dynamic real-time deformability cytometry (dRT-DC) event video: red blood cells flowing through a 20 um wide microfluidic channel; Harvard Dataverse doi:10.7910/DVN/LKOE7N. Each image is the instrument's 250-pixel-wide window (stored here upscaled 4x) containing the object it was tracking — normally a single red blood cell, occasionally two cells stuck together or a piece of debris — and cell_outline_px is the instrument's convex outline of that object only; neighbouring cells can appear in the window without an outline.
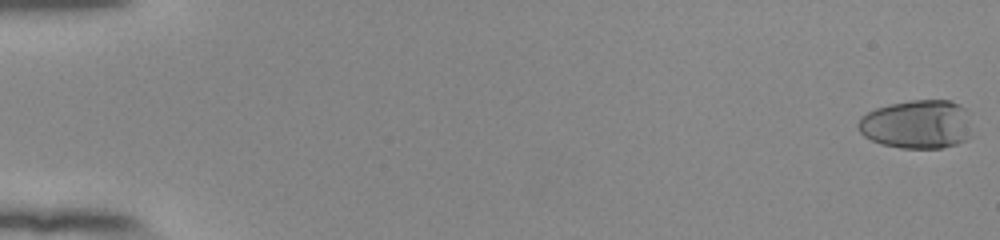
{"species": "human", "species_latin": "Homo sapiens", "temperature_condition": "room temperature", "stored_images_in_passage": 56, "camera_frame_rate_fps": 3000, "um_per_image_px": 0.085, "donor": {"sex": "female"}, "frame": {"image": 1, "passage_image": 1, "time_ms": 0.0, "image_size_px": [1000, 240], "cell_outline_px": [[976, 136], [968, 140], [956, 144], [940, 148], [900, 148], [880, 144], [864, 136], [856, 128], [856, 124], [860, 116], [876, 108], [888, 104], [912, 100], [952, 100], [960, 104], [964, 108]], "centroid_in_image_um": [77.98, 10.57], "position_along_channel_um": 7.0, "area_um2": 33.12}}
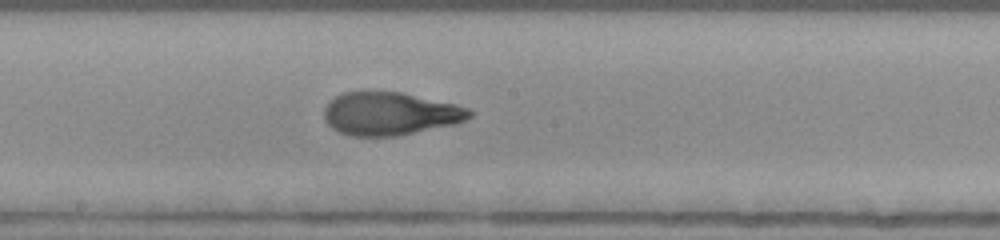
{"frame": {"image": 2, "passage_image": 32, "time_ms": 10.333, "image_size_px": [1000, 240], "cell_outline_px": [[476, 112], [472, 116], [456, 124], [396, 136], [352, 136], [340, 132], [332, 128], [324, 120], [324, 108], [336, 96], [344, 92], [400, 92], [456, 104], [468, 108]], "centroid_in_image_um": [33.18, 9.67], "position_along_channel_um": 215.0, "area_um2": 36.36}}
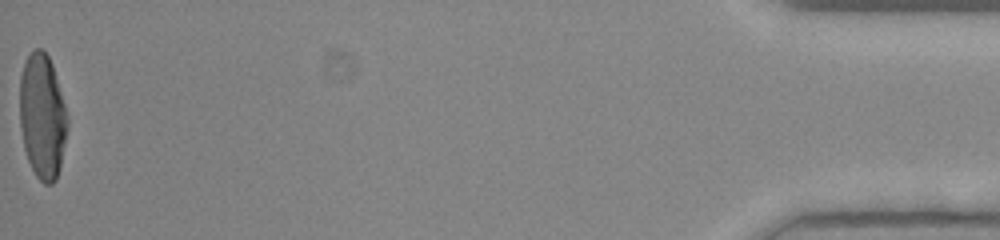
{"frame": {"image": 3, "passage_image": 56, "time_ms": 18.333, "image_size_px": [1000, 240], "cell_outline_px": [[68, 124], [60, 168], [56, 180], [52, 184], [44, 184], [36, 176], [28, 160], [24, 148], [20, 128], [20, 76], [24, 60], [32, 48], [44, 48], [52, 64], [68, 116]], "centroid_in_image_um": [3.59, 9.86], "position_along_channel_um": 431.6, "area_um2": 35.03}, "authors_computed_cell_mechanics": {"area_um2": 35.2002, "velocity_mm_per_s": 3.8492, "shape_relaxation_time_tau1_ms": 4.5319, "shape_relaxation_time_tau2_ms": 1.1073, "deformation_change_tau1": 0.2365, "deformation_change_tau2": 0.0724}}